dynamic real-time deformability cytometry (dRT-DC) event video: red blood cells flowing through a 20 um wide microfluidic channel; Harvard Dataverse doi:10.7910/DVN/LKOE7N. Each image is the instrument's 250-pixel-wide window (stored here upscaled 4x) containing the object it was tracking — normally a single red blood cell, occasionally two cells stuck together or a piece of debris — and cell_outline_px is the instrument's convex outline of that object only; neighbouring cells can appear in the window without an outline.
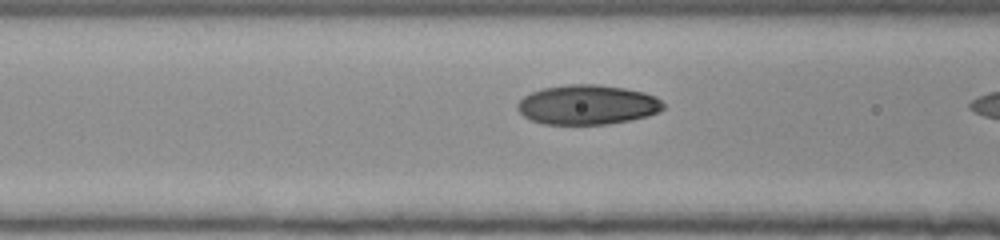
{"species": "human", "species_latin": "Homo sapiens", "temperature_condition": "room temperature", "stored_images_in_passage": 10, "camera_frame_rate_fps": 3000, "um_per_image_px": 0.085, "donor": {"sex": "female"}, "frame": {"image": 1, "passage_image": 9, "time_ms": 2.667, "image_size_px": [1000, 240], "cell_outline_px": [[664, 108], [660, 112], [648, 116], [632, 120], [608, 124], [544, 124], [532, 120], [524, 116], [516, 108], [516, 104], [524, 96], [532, 92], [544, 88], [568, 84], [600, 84], [624, 88], [644, 92], [656, 96], [664, 104]], "centroid_in_image_um": [49.96, 8.9], "position_along_channel_um": 116.6, "area_um2": 33.87}}